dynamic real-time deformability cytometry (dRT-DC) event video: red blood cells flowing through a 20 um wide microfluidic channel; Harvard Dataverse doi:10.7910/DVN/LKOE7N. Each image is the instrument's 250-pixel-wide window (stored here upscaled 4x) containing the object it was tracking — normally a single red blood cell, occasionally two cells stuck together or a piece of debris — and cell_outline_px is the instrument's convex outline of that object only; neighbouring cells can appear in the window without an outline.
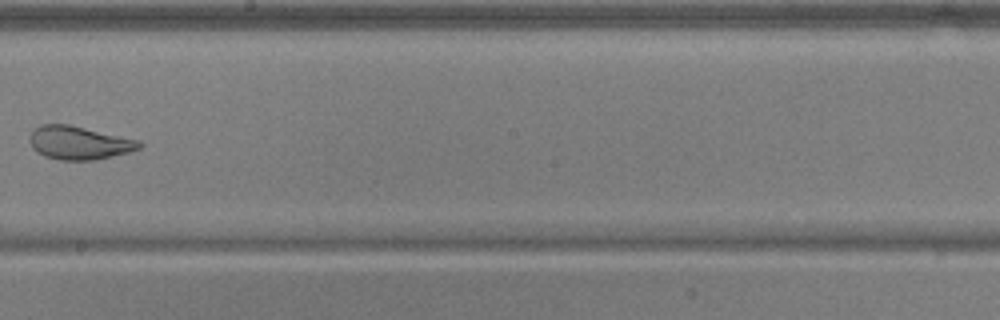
{"species": "common noctule bat (a hibernating species)", "species_latin": "Nyctalus noctula", "temperature_condition": "warm", "stored_images_in_passage": 8, "camera_frame_rate_fps": 3000, "um_per_image_px": 0.085, "animal": {"sex": "male", "body_mass_g": 17.9, "forearm_length_mm": 54.2}, "frame": {"image": 1, "passage_image": 8, "time_ms": 2.333, "image_size_px": [1000, 320], "cell_outline_px": [[144, 144], [140, 148], [128, 152], [96, 160], [60, 160], [44, 156], [36, 152], [32, 148], [28, 140], [28, 136], [32, 128], [40, 124], [68, 124], [140, 140]], "centroid_in_image_um": [6.67, 12.13], "position_along_channel_um": 241.5, "area_um2": 21.62}}